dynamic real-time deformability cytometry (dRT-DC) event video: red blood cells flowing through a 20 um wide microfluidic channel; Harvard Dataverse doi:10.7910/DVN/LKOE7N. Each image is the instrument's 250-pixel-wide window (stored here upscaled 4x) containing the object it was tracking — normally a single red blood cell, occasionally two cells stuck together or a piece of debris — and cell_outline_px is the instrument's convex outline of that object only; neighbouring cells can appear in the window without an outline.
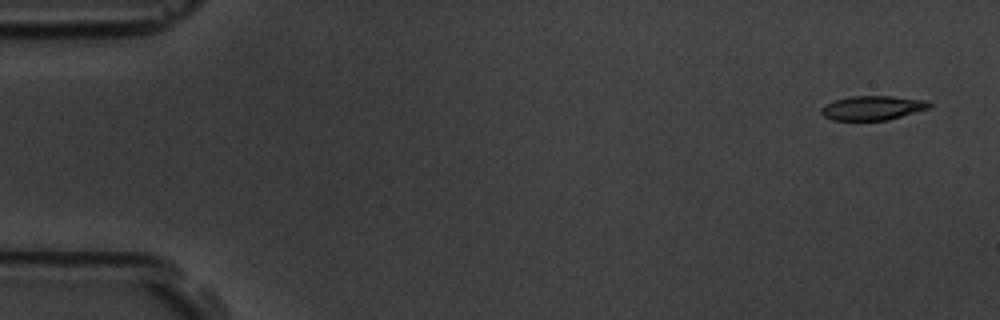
{"species": "common noctule bat (a hibernating species)", "species_latin": "Nyctalus noctula", "temperature_condition": "room temperature", "stored_images_in_passage": 15, "camera_frame_rate_fps": 3000, "um_per_image_px": 0.085, "animal": {"sex": "male", "body_mass_g": 19.5, "forearm_length_mm": 54.6}, "frame": {"image": 1, "passage_image": 1, "time_ms": 0.0, "image_size_px": [1000, 320], "cell_outline_px": [[932, 108], [888, 120], [832, 120], [824, 116], [820, 112], [820, 108], [836, 100], [852, 96], [892, 96], [924, 100], [932, 104]], "centroid_in_image_um": [74.21, 9.18], "position_along_channel_um": 10.8, "area_um2": 15.26}}
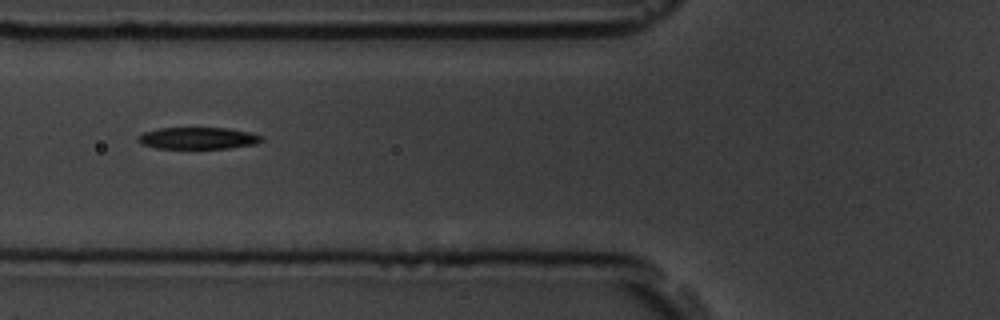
{"frame": {"image": 2, "passage_image": 6, "time_ms": 6.0, "image_size_px": [1000, 320], "cell_outline_px": [[264, 140], [256, 144], [228, 148], [156, 148], [140, 144], [136, 140], [136, 136], [144, 132], [160, 128], [228, 128], [248, 132], [264, 136]], "centroid_in_image_um": [16.81, 11.74], "position_along_channel_um": 109.0, "area_um2": 15.78}}
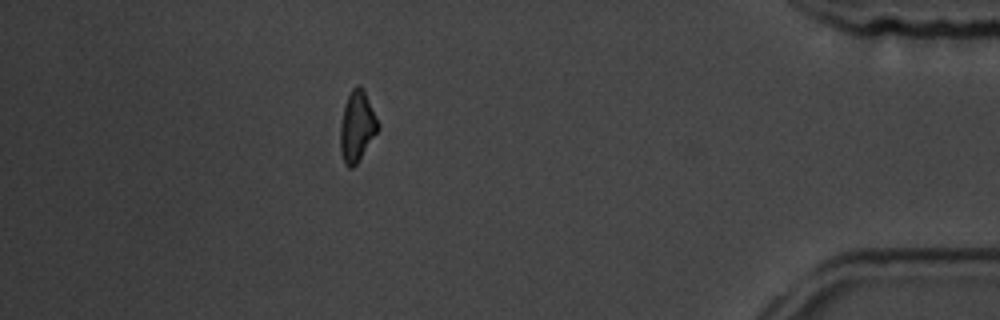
{"frame": {"image": 3, "passage_image": 14, "time_ms": 15.0, "image_size_px": [1000, 320], "cell_outline_px": [[380, 128], [356, 164], [352, 168], [348, 168], [344, 164], [340, 152], [340, 124], [344, 104], [352, 88], [356, 84], [360, 84], [364, 88], [380, 124]], "centroid_in_image_um": [30.34, 10.71], "position_along_channel_um": 404.9, "area_um2": 15.84}, "authors_computed_cell_mechanics": {"area_um2": 16.1262, "velocity_mm_per_s": 3.8168, "shape_relaxation_time_tau1_ms": 1.9957, "shape_relaxation_time_tau2_ms": 3.4519, "deformation_change_tau1": 0.1436, "deformation_change_tau2": 0.1235}}